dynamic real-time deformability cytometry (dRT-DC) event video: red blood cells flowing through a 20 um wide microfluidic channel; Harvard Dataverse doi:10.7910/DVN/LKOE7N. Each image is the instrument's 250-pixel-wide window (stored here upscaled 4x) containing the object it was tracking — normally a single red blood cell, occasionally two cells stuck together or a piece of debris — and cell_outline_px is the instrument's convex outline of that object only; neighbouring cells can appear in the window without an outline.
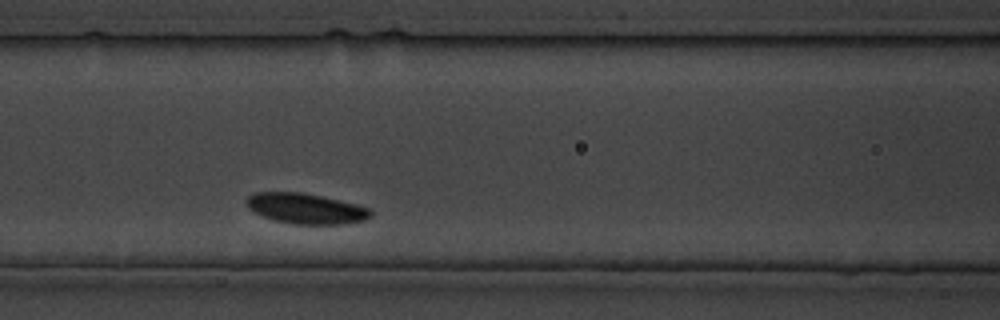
{"species": "common noctule bat (a hibernating species)", "species_latin": "Nyctalus noctula", "temperature_condition": "cold", "stored_images_in_passage": 7, "camera_frame_rate_fps": 3000, "um_per_image_px": 0.085, "animal": {"sex": "male", "body_mass_g": 19.5, "forearm_length_mm": 54.6}, "frame": {"image": 1, "passage_image": 7, "time_ms": 7.0, "image_size_px": [1000, 320], "cell_outline_px": [[372, 216], [364, 220], [340, 224], [296, 224], [276, 220], [264, 216], [248, 208], [244, 200], [248, 196], [256, 192], [300, 192], [320, 196], [356, 204], [368, 208], [372, 212]], "centroid_in_image_um": [25.98, 17.72], "position_along_channel_um": 140.6, "area_um2": 21.73}}